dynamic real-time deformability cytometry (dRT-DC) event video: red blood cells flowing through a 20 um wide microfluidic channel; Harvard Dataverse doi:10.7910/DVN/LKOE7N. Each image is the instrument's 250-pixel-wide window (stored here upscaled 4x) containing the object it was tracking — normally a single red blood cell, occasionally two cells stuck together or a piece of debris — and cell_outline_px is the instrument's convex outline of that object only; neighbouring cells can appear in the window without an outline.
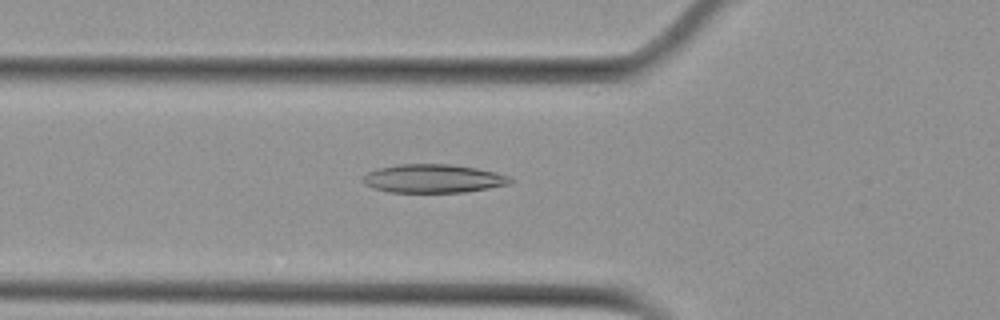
{"species": "Egyptian fruit bat (a non-hibernating species)", "species_latin": "Rousettus aegyptiacus", "temperature_condition": "cold", "stored_images_in_passage": 38, "camera_frame_rate_fps": 3000, "um_per_image_px": 0.085, "animal": {"sex": "female"}, "frame": {"image": 1, "passage_image": 18, "time_ms": 5.667, "image_size_px": [1000, 320], "cell_outline_px": [[512, 180], [508, 184], [488, 188], [464, 192], [388, 192], [372, 188], [364, 184], [364, 176], [368, 172], [376, 168], [396, 164], [452, 164], [476, 168], [496, 172], [512, 176]], "centroid_in_image_um": [36.81, 15.17], "position_along_channel_um": 89.0, "area_um2": 24.57}}
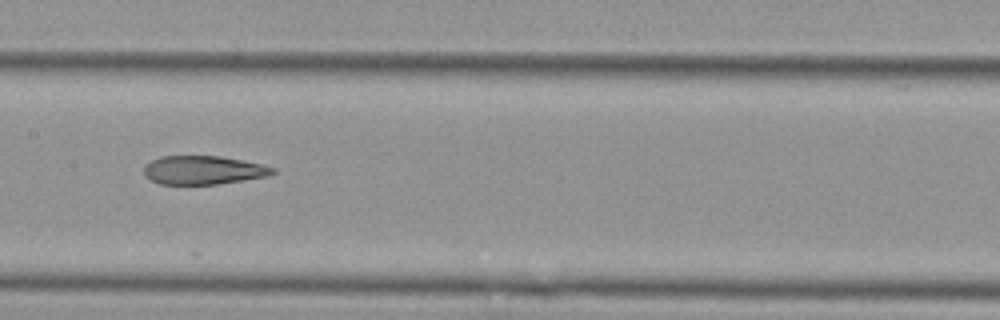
{"frame": {"image": 2, "passage_image": 26, "time_ms": 8.333, "image_size_px": [1000, 320], "cell_outline_px": [[276, 172], [268, 176], [244, 180], [216, 184], [160, 184], [144, 176], [144, 164], [160, 156], [220, 156], [264, 164], [276, 168]], "centroid_in_image_um": [17.29, 14.45], "position_along_channel_um": 190.1, "area_um2": 21.62}}
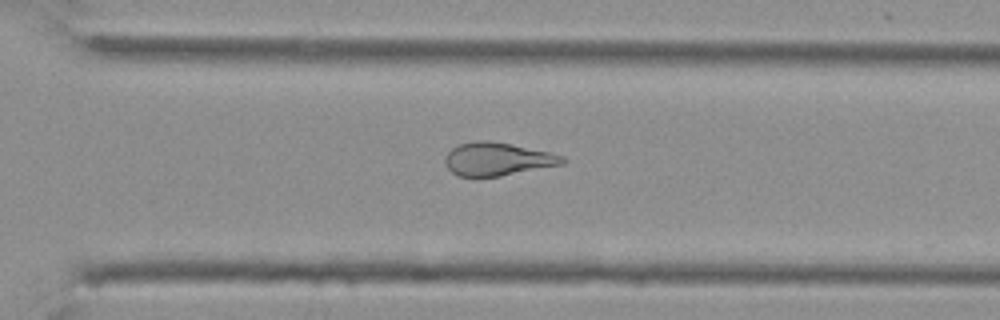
{"frame": {"image": 3, "passage_image": 37, "time_ms": 12.0, "image_size_px": [1000, 320], "cell_outline_px": [[568, 160], [564, 164], [500, 176], [476, 180], [456, 176], [448, 168], [444, 160], [444, 156], [456, 144], [476, 140], [488, 140], [512, 144], [548, 152], [564, 156]], "centroid_in_image_um": [42.22, 13.55], "position_along_channel_um": 328.4, "area_um2": 23.41}}